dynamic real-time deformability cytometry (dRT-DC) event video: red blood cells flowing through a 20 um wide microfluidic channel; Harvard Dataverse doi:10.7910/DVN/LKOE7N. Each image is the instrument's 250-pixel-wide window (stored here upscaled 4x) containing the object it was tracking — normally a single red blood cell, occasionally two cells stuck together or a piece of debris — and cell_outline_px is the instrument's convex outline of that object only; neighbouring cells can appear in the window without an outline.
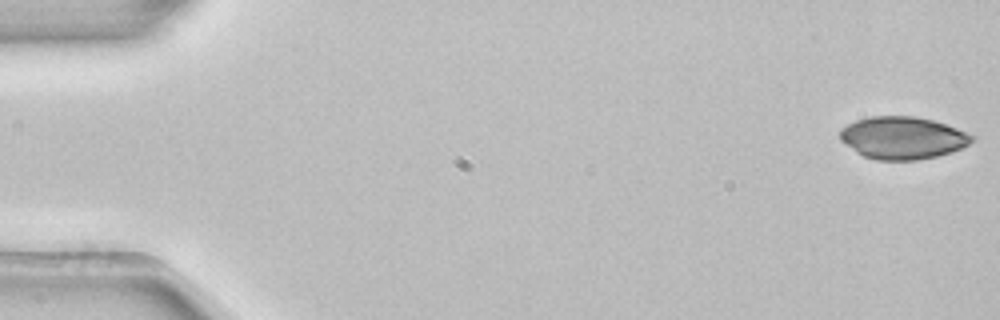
{"species": "common noctule bat (a hibernating species)", "species_latin": "Nyctalus noctula", "temperature_condition": "room temperature", "stored_images_in_passage": 4, "segment_of_instrument_passage": [2, 2], "camera_frame_rate_fps": 3000, "um_per_image_px": 0.085, "animal": {"sex": "female", "body_mass_g": 22.7, "forearm_length_mm": 54.2}, "frame": {"image": 1, "passage_image": 4, "time_ms": 1.0, "image_size_px": [1000, 320], "cell_outline_px": [[976, 140], [960, 148], [936, 156], [916, 160], [876, 160], [864, 156], [856, 152], [840, 140], [840, 128], [856, 120], [872, 116], [916, 116], [932, 120], [956, 128], [976, 136]], "centroid_in_image_um": [76.71, 11.71], "position_along_channel_um": 8.3, "area_um2": 32.48}}